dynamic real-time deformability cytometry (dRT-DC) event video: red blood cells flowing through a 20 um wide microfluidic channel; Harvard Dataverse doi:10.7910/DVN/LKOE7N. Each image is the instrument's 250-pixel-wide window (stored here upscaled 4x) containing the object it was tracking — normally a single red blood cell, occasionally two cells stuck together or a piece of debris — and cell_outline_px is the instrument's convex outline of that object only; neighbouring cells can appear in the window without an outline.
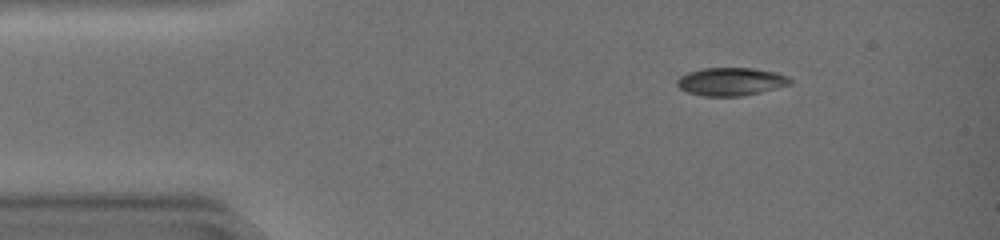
{"species": "common noctule bat (a hibernating species)", "species_latin": "Nyctalus noctula", "temperature_condition": "warm", "stored_images_in_passage": 40, "camera_frame_rate_fps": 3000, "um_per_image_px": 0.085, "animal": {"sex": "female", "body_mass_g": 19.0, "forearm_length_mm": 51.5}, "frame": {"image": 1, "passage_image": 1, "time_ms": 0.0, "image_size_px": [1000, 240], "cell_outline_px": [[792, 84], [760, 92], [740, 96], [704, 96], [688, 92], [680, 88], [676, 84], [676, 80], [680, 76], [688, 72], [704, 68], [752, 68], [776, 72], [788, 76], [792, 80]], "centroid_in_image_um": [62.14, 6.93], "position_along_channel_um": 22.9, "area_um2": 18.44}}
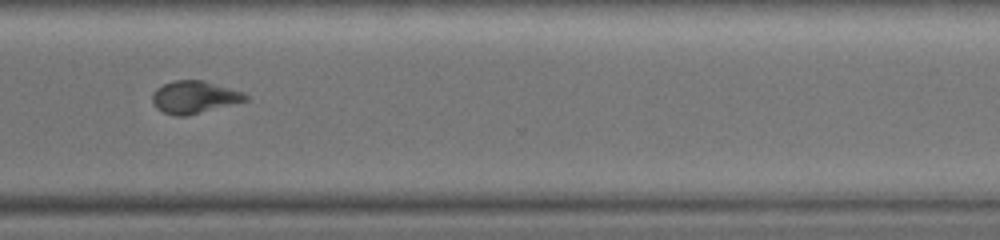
{"frame": {"image": 2, "passage_image": 29, "time_ms": 9.333, "image_size_px": [1000, 240], "cell_outline_px": [[252, 100], [188, 116], [176, 116], [164, 112], [156, 108], [152, 100], [152, 96], [156, 88], [172, 80], [204, 80], [244, 92], [252, 96]], "centroid_in_image_um": [16.6, 8.26], "position_along_channel_um": 354.0, "area_um2": 18.09}}
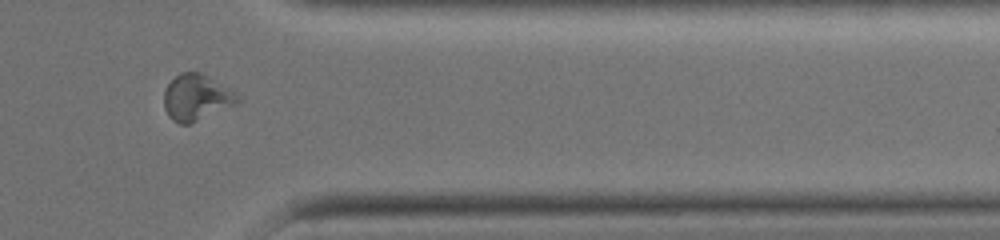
{"frame": {"image": 3, "passage_image": 32, "time_ms": 10.333, "image_size_px": [1000, 240], "cell_outline_px": [[240, 104], [188, 124], [180, 124], [172, 120], [168, 116], [164, 108], [164, 92], [168, 84], [180, 72], [200, 72], [236, 92], [240, 96]], "centroid_in_image_um": [16.73, 8.3], "position_along_channel_um": 394.7, "area_um2": 19.94}, "authors_computed_cell_mechanics": {"area_um2": 18.6405, "velocity_mm_per_s": 4.2771, "shape_relaxation_time_tau1_ms": 5.1248, "shape_relaxation_time_tau2_ms": 7.5911, "deformation_change_tau1": 0.1742, "deformation_change_tau2": 0.1343}}